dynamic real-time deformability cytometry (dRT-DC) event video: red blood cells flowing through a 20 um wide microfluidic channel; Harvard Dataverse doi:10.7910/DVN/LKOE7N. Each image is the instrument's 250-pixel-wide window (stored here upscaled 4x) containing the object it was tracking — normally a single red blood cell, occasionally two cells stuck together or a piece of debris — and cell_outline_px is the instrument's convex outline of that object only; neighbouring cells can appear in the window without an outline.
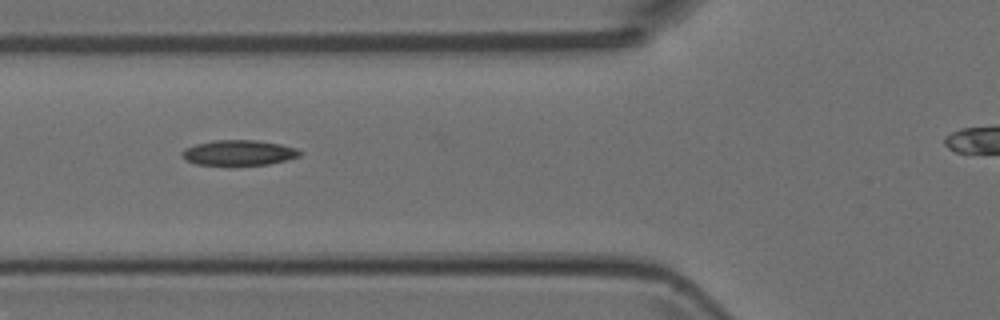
{"species": "Egyptian fruit bat (a non-hibernating species)", "species_latin": "Rousettus aegyptiacus", "temperature_condition": "room temperature", "stored_images_in_passage": 7, "camera_frame_rate_fps": 3000, "um_per_image_px": 0.085, "animal": {"sex": "female"}, "frame": {"image": 1, "passage_image": 5, "time_ms": 1.333, "image_size_px": [1000, 320], "cell_outline_px": [[300, 156], [268, 164], [196, 164], [184, 160], [180, 156], [180, 152], [184, 148], [196, 144], [212, 140], [256, 140], [280, 144], [296, 148], [300, 152]], "centroid_in_image_um": [20.22, 12.96], "position_along_channel_um": 105.6, "area_um2": 17.17}}
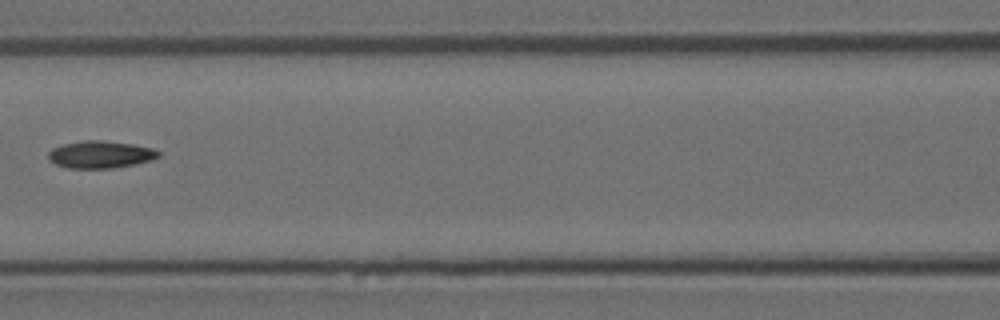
{"frame": {"image": 2, "passage_image": 6, "time_ms": 1.667, "image_size_px": [1000, 320], "cell_outline_px": [[160, 156], [152, 160], [136, 164], [112, 168], [68, 168], [56, 164], [48, 156], [48, 152], [52, 148], [64, 144], [84, 140], [104, 140], [132, 144], [152, 148], [160, 152]], "centroid_in_image_um": [8.56, 13.13], "position_along_channel_um": 158.0, "area_um2": 17.46}}